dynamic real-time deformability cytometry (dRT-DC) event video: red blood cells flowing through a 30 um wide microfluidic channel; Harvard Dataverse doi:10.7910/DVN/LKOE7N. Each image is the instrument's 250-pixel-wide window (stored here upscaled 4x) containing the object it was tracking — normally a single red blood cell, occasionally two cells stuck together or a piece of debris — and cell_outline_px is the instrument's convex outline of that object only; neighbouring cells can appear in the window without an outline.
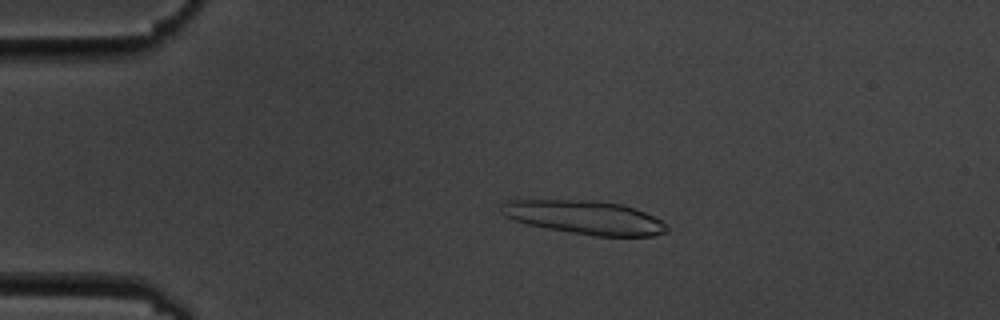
{"species": "common noctule bat (a hibernating species)", "species_latin": "Nyctalus noctula", "temperature_condition": "cold", "stored_images_in_passage": 7, "camera_frame_rate_fps": 3000, "um_per_image_px": 0.085, "animal": {"sex": "male", "body_mass_g": 19.5, "forearm_length_mm": 54.6}, "frame": {"image": 1, "passage_image": 4, "time_ms": 3.667, "image_size_px": [1000, 320], "cell_outline_px": [[668, 232], [652, 236], [592, 236], [548, 228], [528, 224], [504, 216], [500, 212], [500, 204], [508, 200], [596, 200], [624, 204], [644, 212], [668, 224]], "centroid_in_image_um": [49.71, 18.47], "position_along_channel_um": 35.3, "area_um2": 32.54}}